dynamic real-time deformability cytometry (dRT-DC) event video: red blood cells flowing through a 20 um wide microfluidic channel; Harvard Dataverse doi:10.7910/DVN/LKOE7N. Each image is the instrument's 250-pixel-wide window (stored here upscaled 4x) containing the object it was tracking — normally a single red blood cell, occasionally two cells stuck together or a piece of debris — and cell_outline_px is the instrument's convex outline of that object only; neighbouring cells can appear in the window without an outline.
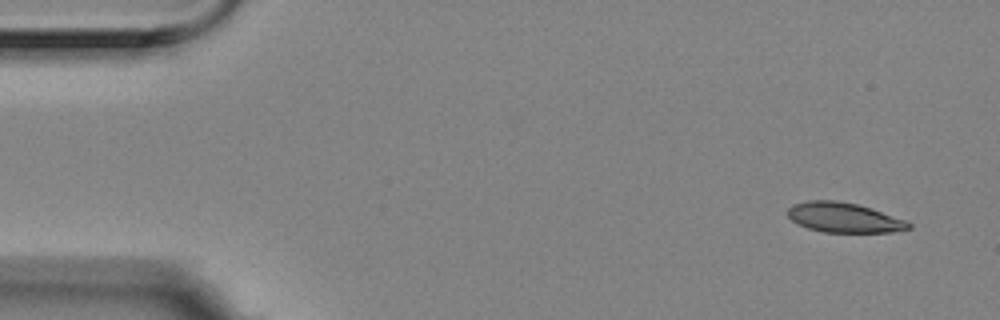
{"species": "Egyptian fruit bat (a non-hibernating species)", "species_latin": "Rousettus aegyptiacus", "temperature_condition": "room temperature", "stored_images_in_passage": 5, "camera_frame_rate_fps": 3000, "um_per_image_px": 0.085, "animal": {"sex": "female"}, "frame": {"image": 1, "passage_image": 1, "time_ms": 0.0, "image_size_px": [1000, 320], "cell_outline_px": [[912, 228], [892, 232], [824, 232], [808, 228], [796, 224], [788, 216], [788, 208], [792, 204], [808, 200], [836, 200], [856, 204], [872, 208], [908, 220], [912, 224]], "centroid_in_image_um": [71.76, 18.49], "position_along_channel_um": 13.2, "area_um2": 21.27}}